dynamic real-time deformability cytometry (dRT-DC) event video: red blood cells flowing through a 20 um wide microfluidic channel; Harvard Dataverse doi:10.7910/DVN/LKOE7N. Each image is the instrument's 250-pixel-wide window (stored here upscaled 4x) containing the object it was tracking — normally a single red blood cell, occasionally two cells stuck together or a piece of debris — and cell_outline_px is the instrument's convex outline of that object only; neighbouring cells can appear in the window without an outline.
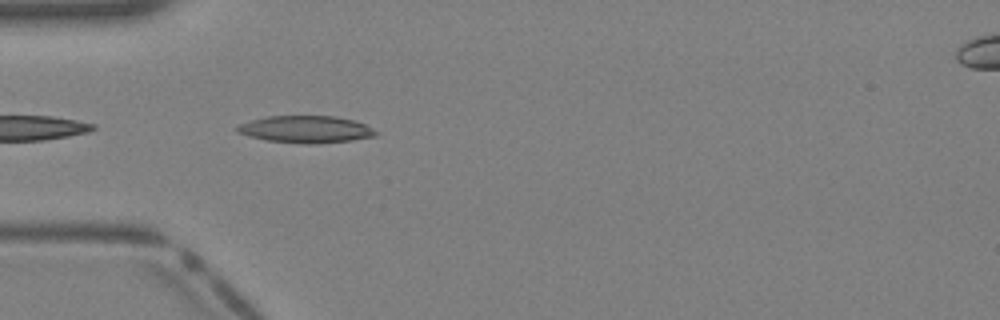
{"species": "Egyptian fruit bat (a non-hibernating species)", "species_latin": "Rousettus aegyptiacus", "temperature_condition": "warm", "stored_images_in_passage": 19, "camera_frame_rate_fps": 3000, "um_per_image_px": 0.085, "animal": {"sex": "female"}, "frame": {"image": 1, "passage_image": 12, "time_ms": 3.667, "image_size_px": [1000, 320], "cell_outline_px": [[380, 132], [376, 136], [352, 140], [308, 144], [268, 140], [248, 136], [236, 132], [236, 128], [240, 124], [252, 120], [268, 116], [336, 116], [352, 120], [364, 124]], "centroid_in_image_um": [26.02, 10.99], "position_along_channel_um": 59.0, "area_um2": 21.68}}
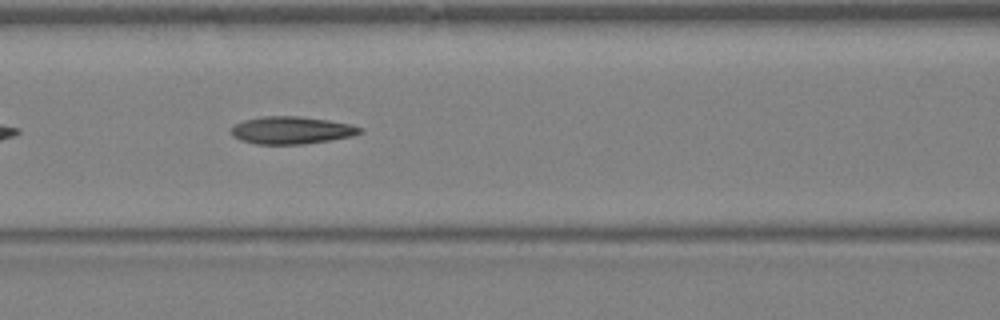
{"frame": {"image": 2, "passage_image": 17, "time_ms": 5.333, "image_size_px": [1000, 320], "cell_outline_px": [[364, 132], [352, 136], [304, 144], [256, 144], [240, 140], [232, 136], [232, 128], [236, 124], [244, 120], [264, 116], [300, 116], [328, 120], [352, 124], [364, 128]], "centroid_in_image_um": [24.82, 11.07], "position_along_channel_um": 141.8, "area_um2": 20.63}}